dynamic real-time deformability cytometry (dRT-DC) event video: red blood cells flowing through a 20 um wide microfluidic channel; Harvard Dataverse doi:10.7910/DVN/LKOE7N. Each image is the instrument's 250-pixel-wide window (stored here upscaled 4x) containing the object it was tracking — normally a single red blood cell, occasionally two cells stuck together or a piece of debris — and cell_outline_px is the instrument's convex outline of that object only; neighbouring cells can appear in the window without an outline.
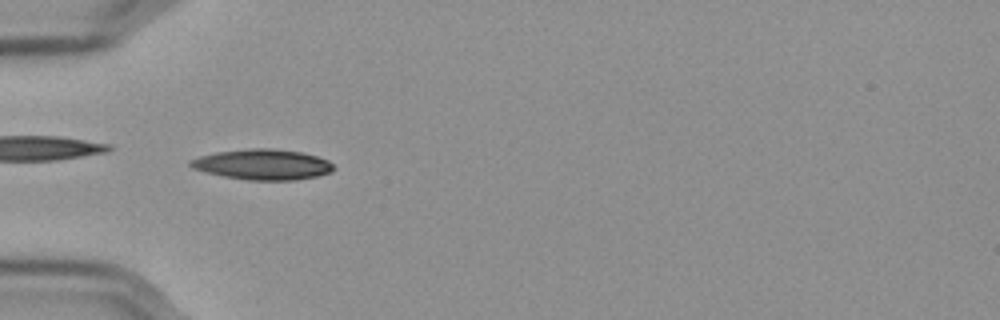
{"species": "Egyptian fruit bat (a non-hibernating species)", "species_latin": "Rousettus aegyptiacus", "temperature_condition": "cold", "stored_images_in_passage": 33, "camera_frame_rate_fps": 3000, "um_per_image_px": 0.085, "frame": {"image": 1, "passage_image": 1, "time_ms": 0.0, "image_size_px": [1000, 320], "cell_outline_px": [[336, 168], [332, 172], [316, 176], [296, 180], [248, 180], [224, 176], [192, 168], [188, 164], [192, 160], [200, 156], [216, 152], [248, 148], [272, 148], [300, 152], [316, 156], [328, 160]], "centroid_in_image_um": [22.36, 13.98], "position_along_channel_um": 62.6, "area_um2": 25.32}, "authors_computed_cell_mechanics": {"area_um2": 24.1604, "velocity_mm_per_s": 3.5748, "shape_relaxation_time_tau1_ms": 5.1489, "shape_relaxation_time_tau2_ms": null, "deformation_change_tau1": 0.1532, "deformation_change_tau2": null}}